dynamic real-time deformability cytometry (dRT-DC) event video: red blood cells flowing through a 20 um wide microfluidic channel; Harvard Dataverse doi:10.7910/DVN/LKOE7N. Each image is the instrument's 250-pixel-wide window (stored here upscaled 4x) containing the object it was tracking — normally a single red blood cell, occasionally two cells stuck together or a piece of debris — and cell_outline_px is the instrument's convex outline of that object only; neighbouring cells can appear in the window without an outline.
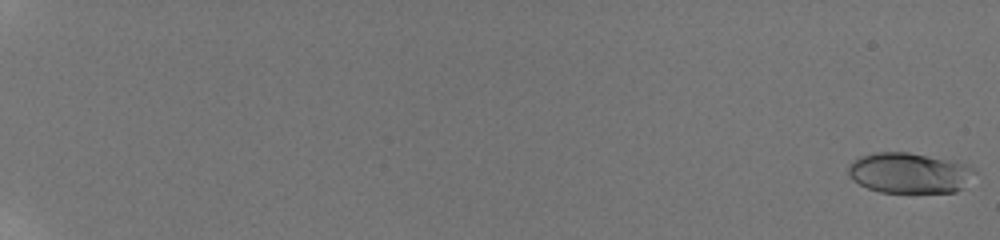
{"species": "human", "species_latin": "Homo sapiens", "temperature_condition": "room temperature", "stored_images_in_passage": 48, "camera_frame_rate_fps": 3000, "um_per_image_px": 0.085, "donor": {"sex": "male"}, "frame": {"image": 1, "passage_image": 1, "time_ms": 0.0, "image_size_px": [1000, 240], "cell_outline_px": [[976, 172], [964, 188], [956, 192], [880, 192], [868, 188], [852, 180], [848, 176], [848, 164], [852, 160], [860, 156], [876, 152], [908, 152], [956, 160], [968, 164]], "centroid_in_image_um": [77.31, 14.69], "position_along_channel_um": 7.7, "area_um2": 30.29}}
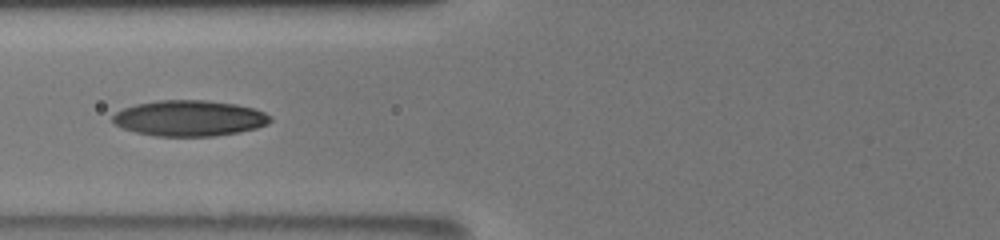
{"frame": {"image": 2, "passage_image": 20, "time_ms": 9.333, "image_size_px": [1000, 240], "cell_outline_px": [[272, 120], [268, 124], [256, 128], [240, 132], [212, 136], [156, 136], [136, 132], [124, 128], [116, 124], [112, 120], [112, 116], [116, 112], [124, 108], [136, 104], [156, 100], [208, 100], [236, 104], [252, 108], [264, 112], [272, 116]], "centroid_in_image_um": [16.12, 10.04], "position_along_channel_um": 109.7, "area_um2": 32.89}}
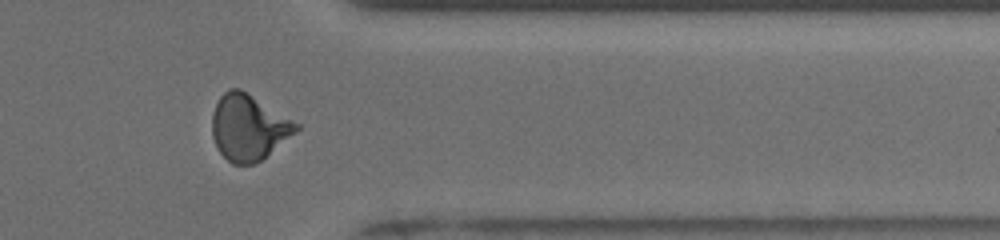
{"frame": {"image": 3, "passage_image": 39, "time_ms": 16.667, "image_size_px": [1000, 240], "cell_outline_px": [[300, 128], [260, 160], [252, 164], [232, 164], [220, 152], [212, 136], [212, 112], [220, 96], [228, 88], [240, 88], [300, 124]], "centroid_in_image_um": [21.1, 10.8], "position_along_channel_um": 390.3, "area_um2": 31.79}, "authors_computed_cell_mechanics": {"area_um2": 30.8074, "velocity_mm_per_s": 3.8687, "shape_relaxation_time_tau1_ms": 5.5834, "shape_relaxation_time_tau2_ms": 1.8084, "deformation_change_tau1": 0.1902, "deformation_change_tau2": 0.0775}}